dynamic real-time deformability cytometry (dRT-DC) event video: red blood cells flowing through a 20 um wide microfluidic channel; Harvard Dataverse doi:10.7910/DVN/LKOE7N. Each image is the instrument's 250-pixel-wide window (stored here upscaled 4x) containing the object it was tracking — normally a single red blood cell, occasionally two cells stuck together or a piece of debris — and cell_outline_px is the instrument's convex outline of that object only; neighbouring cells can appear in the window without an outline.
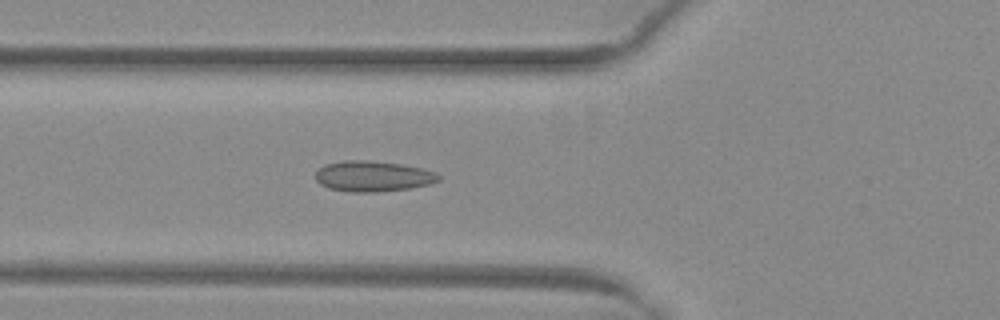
{"species": "common noctule bat (a hibernating species)", "species_latin": "Nyctalus noctula", "temperature_condition": "warm", "stored_images_in_passage": 51, "camera_frame_rate_fps": 3000, "um_per_image_px": 0.085, "animal": {"sex": "female", "body_mass_g": 29.2, "forearm_length_mm": 56.3}, "frame": {"image": 1, "passage_image": 20, "time_ms": 6.333, "image_size_px": [1000, 320], "cell_outline_px": [[440, 180], [428, 184], [408, 188], [376, 192], [348, 192], [328, 188], [320, 184], [316, 180], [316, 172], [324, 164], [344, 160], [364, 160], [400, 164], [424, 168], [436, 172], [440, 176]], "centroid_in_image_um": [31.68, 14.98], "position_along_channel_um": 94.1, "area_um2": 21.96}}
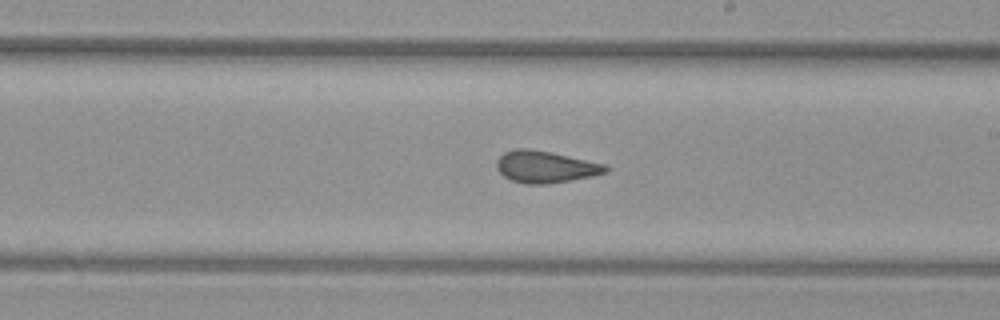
{"frame": {"image": 2, "passage_image": 31, "time_ms": 10.0, "image_size_px": [1000, 320], "cell_outline_px": [[608, 172], [592, 176], [572, 180], [548, 184], [528, 184], [512, 180], [504, 176], [496, 168], [496, 160], [504, 152], [516, 148], [532, 148], [552, 152], [608, 164]], "centroid_in_image_um": [46.38, 14.17], "position_along_channel_um": 242.6, "area_um2": 20.52}}
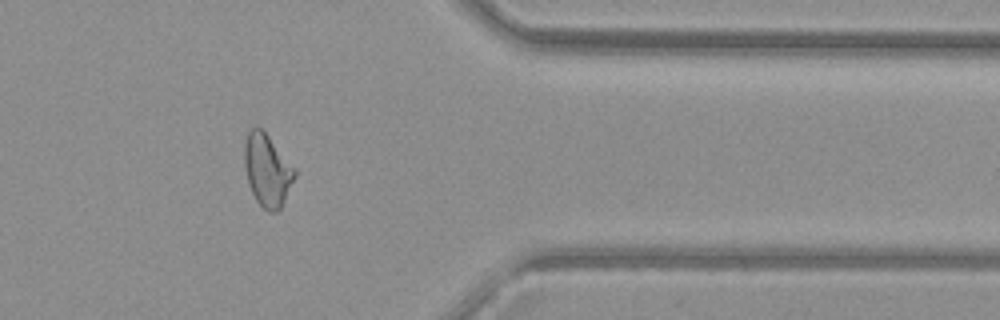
{"frame": {"image": 3, "passage_image": 43, "time_ms": 14.0, "image_size_px": [1000, 320], "cell_outline_px": [[296, 176], [280, 208], [276, 212], [268, 212], [256, 200], [248, 184], [244, 168], [244, 144], [248, 132], [256, 124], [268, 136], [296, 168]], "centroid_in_image_um": [22.71, 14.46], "position_along_channel_um": 388.7, "area_um2": 21.15}, "authors_computed_cell_mechanics": {"area_um2": 21.1548, "velocity_mm_per_s": 4.0397, "shape_relaxation_time_tau1_ms": null, "shape_relaxation_time_tau2_ms": 1.5637, "deformation_change_tau1": null, "deformation_change_tau2": 0.0797}}